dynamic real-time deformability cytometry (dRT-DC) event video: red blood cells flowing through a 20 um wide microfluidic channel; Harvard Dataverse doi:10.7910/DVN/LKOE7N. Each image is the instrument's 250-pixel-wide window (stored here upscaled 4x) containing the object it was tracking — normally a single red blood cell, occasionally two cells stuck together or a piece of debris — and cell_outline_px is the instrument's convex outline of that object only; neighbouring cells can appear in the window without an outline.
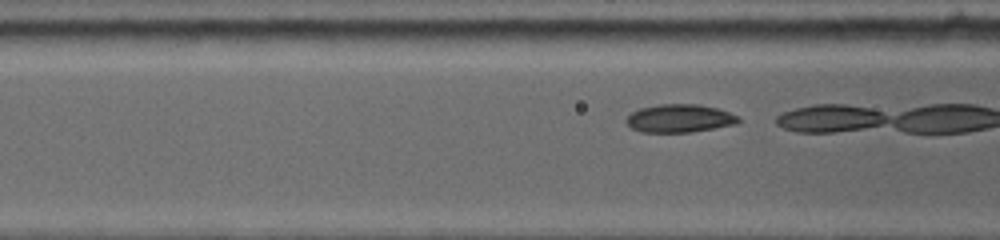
{"species": "common noctule bat (a hibernating species)", "species_latin": "Nyctalus noctula", "temperature_condition": "warm", "stored_images_in_passage": 20, "camera_frame_rate_fps": 4500, "um_per_image_px": 0.085, "animal": {"sex": "female", "body_mass_g": 19.0, "forearm_length_mm": 53.3}, "frame": {"image": 1, "passage_image": 4, "time_ms": 1.111, "image_size_px": [1000, 240], "cell_outline_px": [[740, 120], [736, 124], [692, 132], [640, 132], [632, 128], [624, 120], [632, 112], [640, 108], [660, 104], [700, 104], [716, 108], [740, 116]], "centroid_in_image_um": [57.76, 10.06], "position_along_channel_um": 108.8, "area_um2": 18.38}}